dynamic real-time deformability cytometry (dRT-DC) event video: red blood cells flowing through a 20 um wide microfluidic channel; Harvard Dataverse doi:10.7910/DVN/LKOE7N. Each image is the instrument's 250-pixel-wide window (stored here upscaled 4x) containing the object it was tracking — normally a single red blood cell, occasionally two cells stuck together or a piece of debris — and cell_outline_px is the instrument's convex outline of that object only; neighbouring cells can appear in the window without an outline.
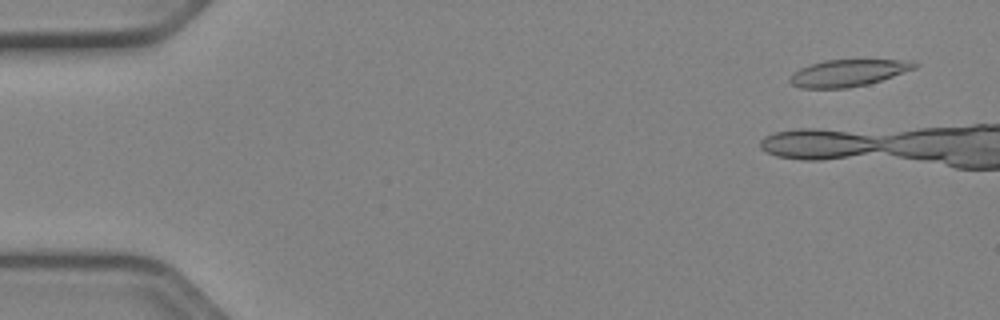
{"species": "Egyptian fruit bat (a non-hibernating species)", "species_latin": "Rousettus aegyptiacus", "temperature_condition": "cold", "stored_images_in_passage": 7, "camera_frame_rate_fps": 3000, "um_per_image_px": 0.085, "animal": {"sex": "female"}, "frame": {"image": 1, "passage_image": 3, "time_ms": 0.667, "image_size_px": [1000, 320], "cell_outline_px": [[920, 64], [916, 68], [868, 84], [848, 88], [800, 88], [792, 84], [788, 80], [792, 72], [800, 68], [824, 60], [912, 60]], "centroid_in_image_um": [72.08, 6.2], "position_along_channel_um": 12.9, "area_um2": 19.48}}